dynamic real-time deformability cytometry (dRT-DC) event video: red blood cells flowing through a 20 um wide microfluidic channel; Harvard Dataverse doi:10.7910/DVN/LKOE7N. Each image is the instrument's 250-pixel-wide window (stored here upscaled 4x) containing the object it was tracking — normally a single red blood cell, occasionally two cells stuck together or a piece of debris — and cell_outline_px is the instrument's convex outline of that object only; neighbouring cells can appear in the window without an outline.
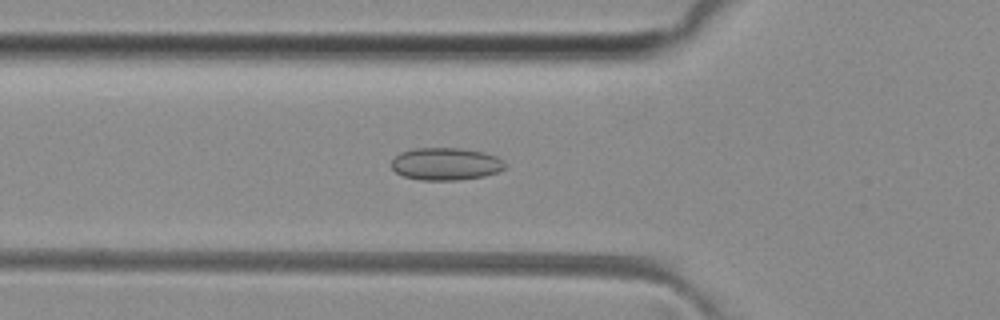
{"species": "common noctule bat (a hibernating species)", "species_latin": "Nyctalus noctula", "temperature_condition": "room temperature", "stored_images_in_passage": 41, "camera_frame_rate_fps": 3000, "um_per_image_px": 0.085, "animal": {"sex": "female", "body_mass_g": 29.2, "forearm_length_mm": 56.3}, "frame": {"image": 1, "passage_image": 8, "time_ms": 2.333, "image_size_px": [1000, 320], "cell_outline_px": [[508, 164], [504, 168], [496, 172], [484, 176], [456, 180], [420, 180], [404, 176], [396, 172], [392, 168], [392, 160], [400, 152], [412, 148], [460, 148], [484, 152], [496, 156], [504, 160]], "centroid_in_image_um": [37.9, 13.92], "position_along_channel_um": 87.9, "area_um2": 21.56}}
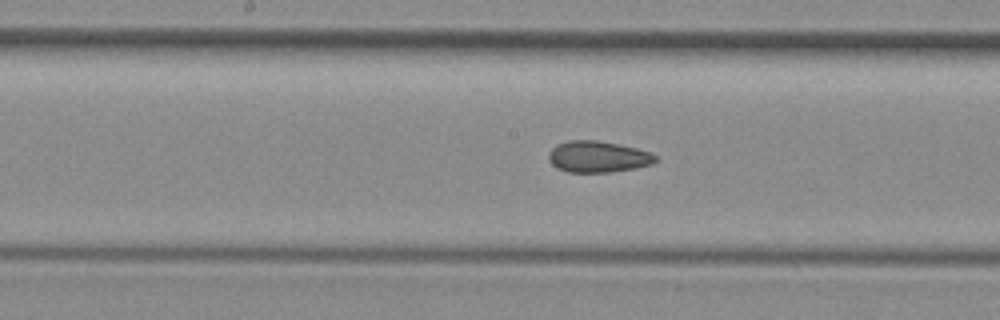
{"frame": {"image": 2, "passage_image": 16, "time_ms": 5.0, "image_size_px": [1000, 320], "cell_outline_px": [[660, 160], [652, 164], [636, 168], [612, 172], [568, 172], [556, 168], [548, 160], [548, 152], [556, 144], [568, 140], [596, 140], [636, 148], [648, 152], [656, 156]], "centroid_in_image_um": [50.8, 13.33], "position_along_channel_um": 197.4, "area_um2": 19.65}}
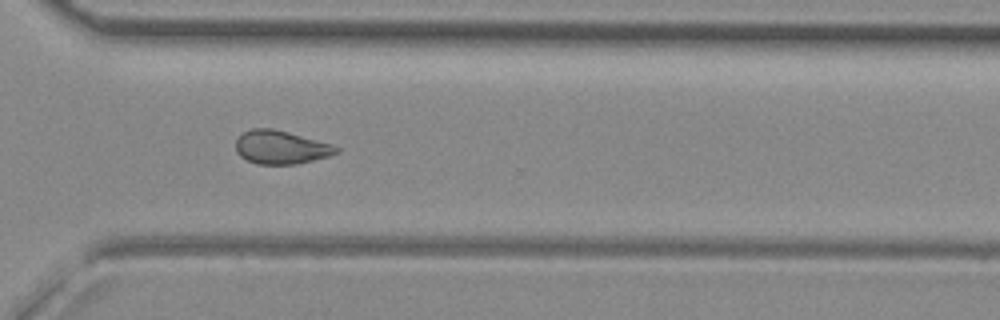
{"frame": {"image": 3, "passage_image": 27, "time_ms": 8.667, "image_size_px": [1000, 320], "cell_outline_px": [[340, 152], [328, 156], [296, 164], [256, 164], [240, 156], [236, 152], [236, 140], [244, 132], [252, 128], [272, 128], [288, 132], [332, 144], [340, 148]], "centroid_in_image_um": [23.87, 12.52], "position_along_channel_um": 346.7, "area_um2": 19.48}, "authors_computed_cell_mechanics": {"area_um2": 20.1144, "velocity_mm_per_s": 4.0834, "shape_relaxation_time_tau1_ms": null, "shape_relaxation_time_tau2_ms": 2.7692, "deformation_change_tau1": null, "deformation_change_tau2": 0.0823}}